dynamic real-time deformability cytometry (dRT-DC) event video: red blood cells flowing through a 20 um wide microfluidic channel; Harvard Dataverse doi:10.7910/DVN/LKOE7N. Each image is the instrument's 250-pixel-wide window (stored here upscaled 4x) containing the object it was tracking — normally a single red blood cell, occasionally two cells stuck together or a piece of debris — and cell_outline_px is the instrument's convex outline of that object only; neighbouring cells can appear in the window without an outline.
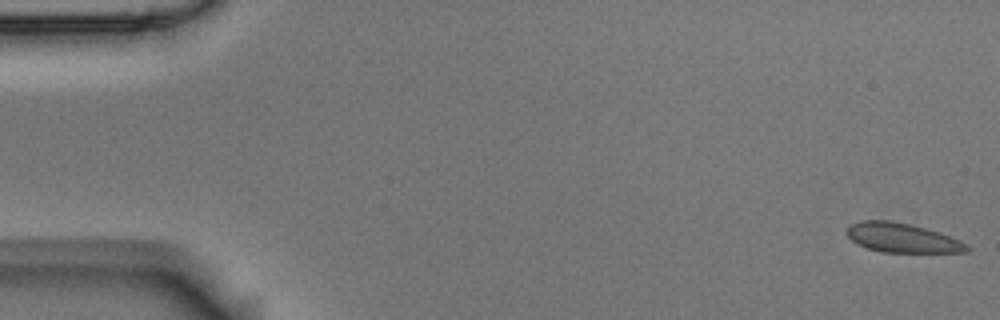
{"species": "Egyptian fruit bat (a non-hibernating species)", "species_latin": "Rousettus aegyptiacus", "temperature_condition": "room temperature", "stored_images_in_passage": 5, "camera_frame_rate_fps": 3000, "um_per_image_px": 0.085, "animal": {"sex": "male"}, "frame": {"image": 1, "passage_image": 1, "time_ms": 0.0, "image_size_px": [1000, 320], "cell_outline_px": [[972, 248], [968, 252], [880, 252], [856, 244], [844, 232], [852, 224], [860, 220], [892, 220], [924, 228], [960, 240]], "centroid_in_image_um": [76.65, 20.22], "position_along_channel_um": 8.3, "area_um2": 20.4}}
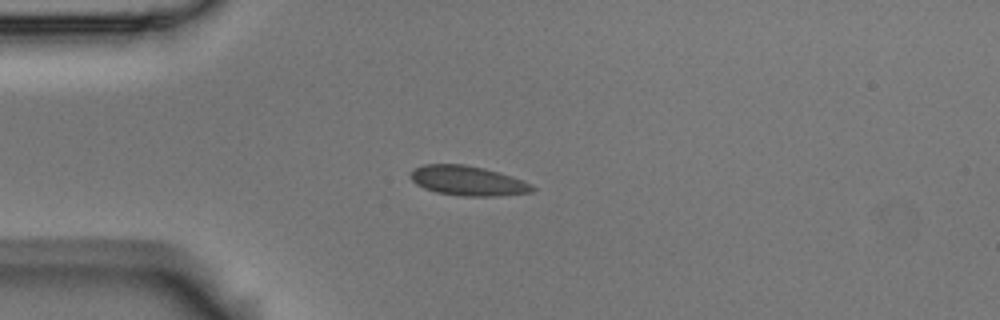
{"frame": {"image": 2, "passage_image": 5, "time_ms": 1.333, "image_size_px": [1000, 320], "cell_outline_px": [[536, 188], [532, 192], [496, 196], [460, 196], [436, 192], [424, 188], [416, 184], [408, 176], [408, 172], [412, 168], [424, 164], [464, 164], [484, 168], [500, 172], [524, 180], [532, 184]], "centroid_in_image_um": [39.73, 15.35], "position_along_channel_um": 45.3, "area_um2": 21.44}}